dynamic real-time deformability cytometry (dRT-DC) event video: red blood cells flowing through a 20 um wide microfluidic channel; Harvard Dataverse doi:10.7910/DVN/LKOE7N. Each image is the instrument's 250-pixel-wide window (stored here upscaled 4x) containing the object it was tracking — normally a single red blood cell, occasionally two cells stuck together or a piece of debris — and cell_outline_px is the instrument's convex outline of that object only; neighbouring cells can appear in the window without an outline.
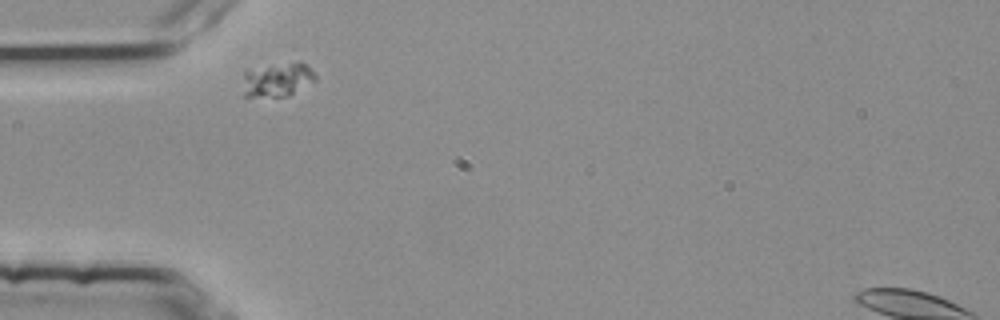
{"species": "common noctule bat (a hibernating species)", "species_latin": "Nyctalus noctula", "temperature_condition": "room temperature", "stored_images_in_passage": 33, "camera_frame_rate_fps": 3000, "um_per_image_px": 0.085, "animal": {"sex": "female", "body_mass_g": 25.1}, "frame": {"image": 1, "passage_image": 1, "time_ms": 0.0, "image_size_px": [1000, 320], "cell_outline_px": [[316, 80], [288, 96], [244, 96], [244, 72], [296, 60], [300, 60], [316, 76]], "centroid_in_image_um": [23.62, 6.77], "position_along_channel_um": 61.4, "area_um2": 13.93}}
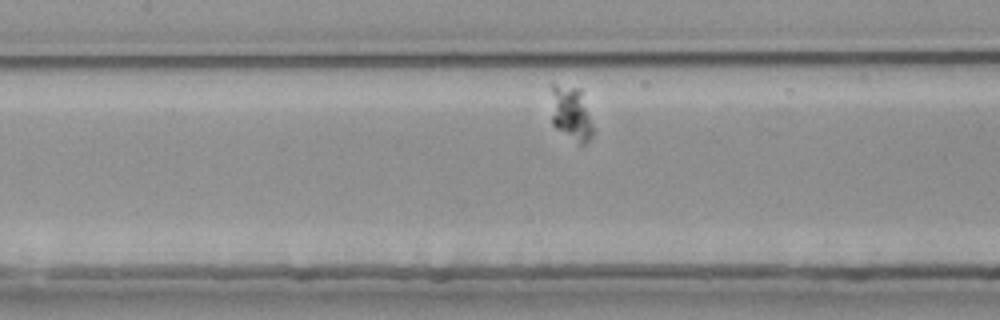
{"frame": {"image": 2, "passage_image": 10, "time_ms": 3.0, "image_size_px": [1000, 320], "cell_outline_px": [[592, 136], [588, 144], [580, 148], [556, 128], [552, 124], [552, 84], [556, 84], [580, 88], [592, 124]], "centroid_in_image_um": [48.56, 9.73], "position_along_channel_um": 158.8, "area_um2": 13.53}}